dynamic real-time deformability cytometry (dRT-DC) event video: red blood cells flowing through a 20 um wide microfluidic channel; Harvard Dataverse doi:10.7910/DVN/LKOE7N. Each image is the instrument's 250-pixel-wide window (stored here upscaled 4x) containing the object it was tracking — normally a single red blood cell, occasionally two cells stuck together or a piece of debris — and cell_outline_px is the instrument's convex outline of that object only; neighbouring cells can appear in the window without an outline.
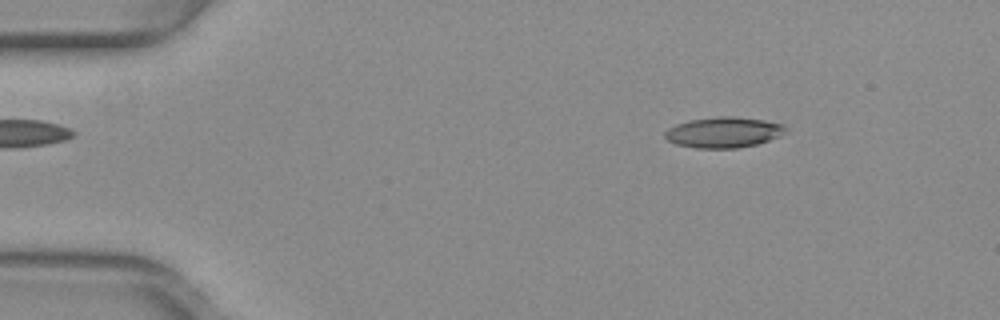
{"species": "common noctule bat (a hibernating species)", "species_latin": "Nyctalus noctula", "temperature_condition": "warm", "stored_images_in_passage": 51, "camera_frame_rate_fps": 3000, "um_per_image_px": 0.085, "animal": {"sex": "female", "body_mass_g": 29.2, "forearm_length_mm": 56.3}, "frame": {"image": 1, "passage_image": 7, "time_ms": 2.0, "image_size_px": [1000, 320], "cell_outline_px": [[784, 132], [780, 136], [756, 144], [736, 148], [696, 148], [676, 144], [668, 140], [664, 136], [664, 132], [668, 128], [676, 124], [688, 120], [720, 116], [736, 116], [764, 120], [784, 124]], "centroid_in_image_um": [61.47, 11.24], "position_along_channel_um": 23.5, "area_um2": 21.5}}
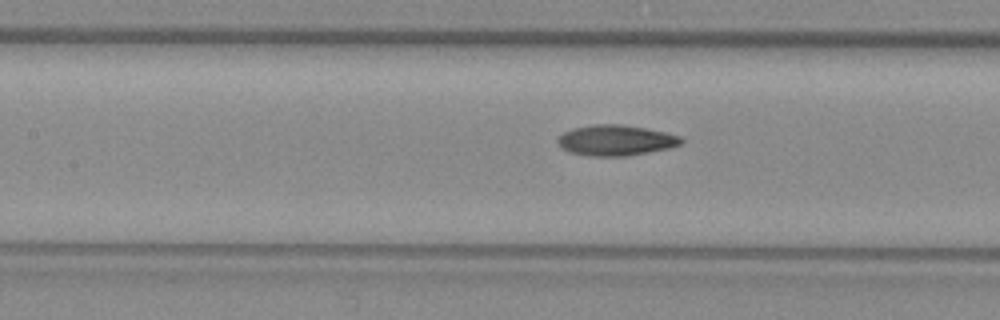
{"frame": {"image": 2, "passage_image": 23, "time_ms": 7.333, "image_size_px": [1000, 320], "cell_outline_px": [[684, 140], [680, 144], [668, 148], [628, 156], [592, 156], [572, 152], [564, 148], [556, 140], [564, 132], [572, 128], [592, 124], [620, 124], [644, 128], [664, 132], [680, 136]], "centroid_in_image_um": [52.35, 11.92], "position_along_channel_um": 155.1, "area_um2": 21.73}}
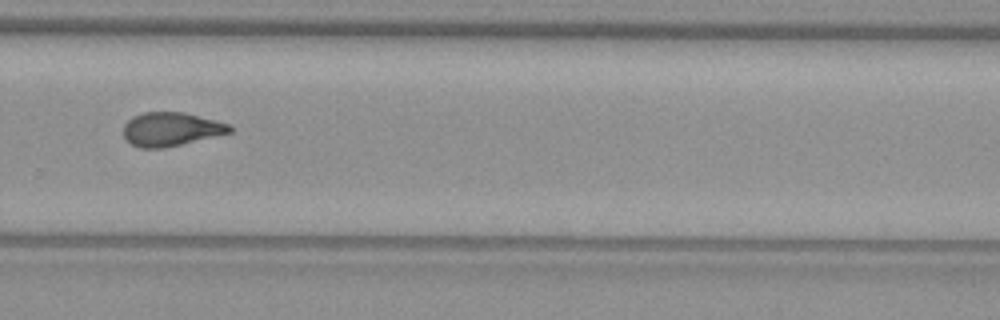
{"frame": {"image": 3, "passage_image": 35, "time_ms": 11.333, "image_size_px": [1000, 320], "cell_outline_px": [[232, 132], [164, 148], [140, 148], [132, 144], [124, 136], [124, 124], [132, 116], [144, 112], [184, 112], [228, 124], [232, 128]], "centroid_in_image_um": [14.5, 10.98], "position_along_channel_um": 315.3, "area_um2": 20.63}, "authors_computed_cell_mechanics": {"area_um2": 21.2126, "velocity_mm_per_s": 4.0251, "shape_relaxation_time_tau1_ms": null, "shape_relaxation_time_tau2_ms": 2.6772, "deformation_change_tau1": null, "deformation_change_tau2": 0.0996}}